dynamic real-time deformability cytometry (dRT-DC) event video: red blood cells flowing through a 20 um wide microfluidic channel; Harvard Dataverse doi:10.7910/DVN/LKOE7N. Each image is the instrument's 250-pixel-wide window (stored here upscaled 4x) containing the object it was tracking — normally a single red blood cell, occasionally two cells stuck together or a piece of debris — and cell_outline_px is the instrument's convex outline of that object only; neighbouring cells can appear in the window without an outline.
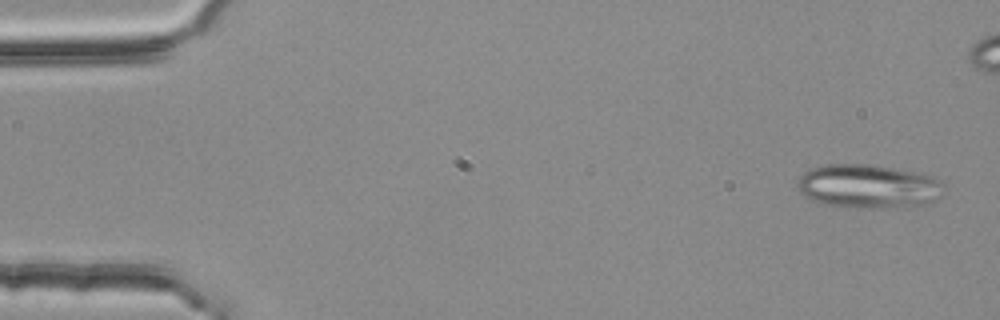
{"species": "common noctule bat (a hibernating species)", "species_latin": "Nyctalus noctula", "temperature_condition": "room temperature", "stored_images_in_passage": 3, "camera_frame_rate_fps": 3000, "um_per_image_px": 0.085, "animal": {"sex": "female", "body_mass_g": 25.1}, "frame": {"image": 1, "passage_image": 1, "time_ms": 0.0, "image_size_px": [1000, 320], "cell_outline_px": [[944, 184], [940, 196], [936, 200], [924, 204], [884, 208], [856, 208], [824, 204], [812, 200], [804, 196], [800, 192], [796, 184], [796, 180], [804, 172], [812, 168], [828, 164], [872, 164], [912, 172], [928, 176], [940, 180]], "centroid_in_image_um": [73.75, 15.84], "position_along_channel_um": 11.3, "area_um2": 37.28}}